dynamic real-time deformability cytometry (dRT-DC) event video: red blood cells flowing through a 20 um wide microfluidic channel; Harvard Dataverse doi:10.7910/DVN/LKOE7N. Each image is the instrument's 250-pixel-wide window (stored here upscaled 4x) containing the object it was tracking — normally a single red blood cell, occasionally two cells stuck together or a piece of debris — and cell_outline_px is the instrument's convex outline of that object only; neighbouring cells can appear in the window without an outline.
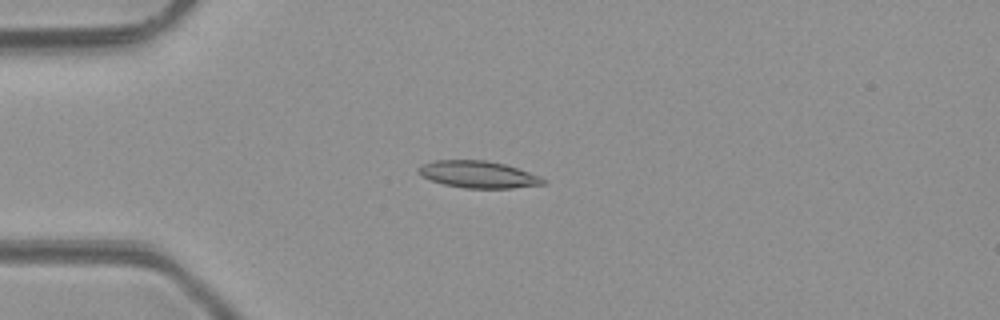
{"species": "common noctule bat (a hibernating species)", "species_latin": "Nyctalus noctula", "temperature_condition": "room temperature", "stored_images_in_passage": 5, "camera_frame_rate_fps": 3000, "um_per_image_px": 0.085, "animal": {"sex": "male", "body_mass_g": 23.1, "forearm_length_mm": 52.7}, "frame": {"image": 1, "passage_image": 4, "time_ms": 3.333, "image_size_px": [1000, 320], "cell_outline_px": [[544, 184], [512, 188], [464, 188], [444, 184], [420, 176], [416, 168], [424, 164], [436, 160], [484, 160], [504, 164], [540, 176], [544, 180]], "centroid_in_image_um": [40.61, 14.83], "position_along_channel_um": 44.4, "area_um2": 19.36}}
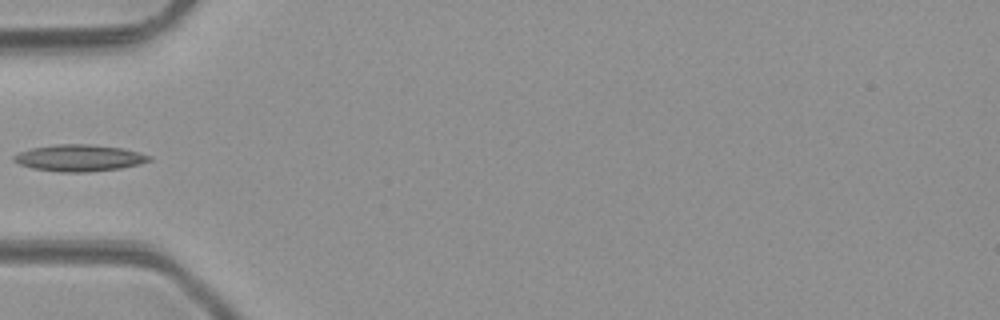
{"frame": {"image": 2, "passage_image": 5, "time_ms": 4.667, "image_size_px": [1000, 320], "cell_outline_px": [[152, 160], [140, 164], [120, 168], [88, 172], [60, 172], [32, 168], [20, 164], [12, 160], [12, 156], [20, 152], [32, 148], [56, 144], [88, 144], [124, 148], [140, 152], [152, 156]], "centroid_in_image_um": [6.76, 13.42], "position_along_channel_um": 78.2, "area_um2": 21.1}}